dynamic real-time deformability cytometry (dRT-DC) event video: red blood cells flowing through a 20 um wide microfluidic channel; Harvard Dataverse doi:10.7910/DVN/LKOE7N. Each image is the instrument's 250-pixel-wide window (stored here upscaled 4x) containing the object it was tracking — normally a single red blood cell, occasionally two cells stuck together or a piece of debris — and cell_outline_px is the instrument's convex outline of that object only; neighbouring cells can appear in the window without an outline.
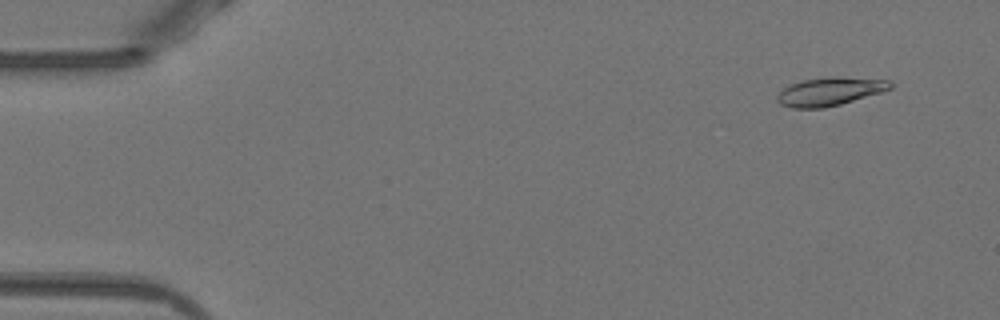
{"species": "Egyptian fruit bat (a non-hibernating species)", "species_latin": "Rousettus aegyptiacus", "temperature_condition": "warm", "stored_images_in_passage": 51, "camera_frame_rate_fps": 3000, "um_per_image_px": 0.085, "animal": {"sex": "female"}, "frame": {"image": 1, "passage_image": 4, "time_ms": 1.0, "image_size_px": [1000, 320], "cell_outline_px": [[892, 88], [880, 92], [840, 104], [824, 108], [792, 108], [780, 104], [776, 100], [776, 96], [784, 88], [792, 84], [804, 80], [832, 76], [836, 76], [888, 80], [892, 84]], "centroid_in_image_um": [70.51, 7.78], "position_along_channel_um": 14.5, "area_um2": 18.44}}
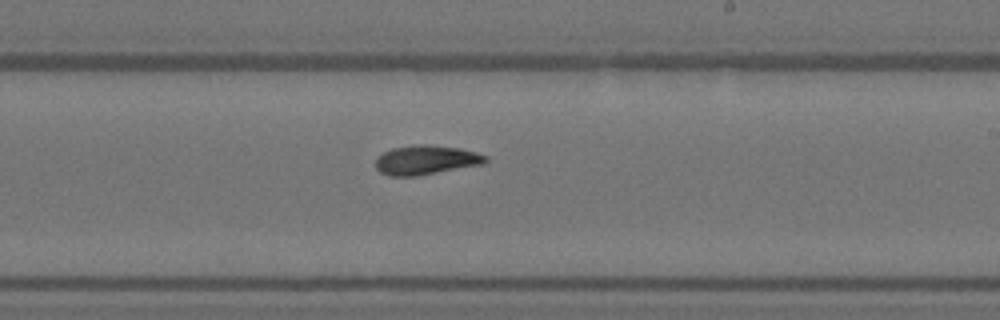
{"frame": {"image": 2, "passage_image": 31, "time_ms": 10.0, "image_size_px": [1000, 320], "cell_outline_px": [[488, 160], [484, 164], [416, 176], [388, 176], [380, 172], [376, 168], [376, 156], [392, 148], [412, 144], [424, 144], [460, 148], [476, 152], [488, 156]], "centroid_in_image_um": [36.2, 13.59], "position_along_channel_um": 252.8, "area_um2": 18.96}}
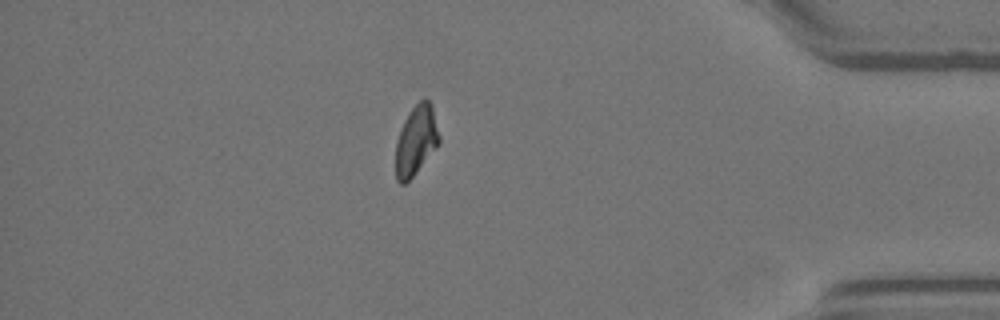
{"frame": {"image": 3, "passage_image": 45, "time_ms": 14.667, "image_size_px": [1000, 320], "cell_outline_px": [[440, 144], [412, 176], [404, 184], [400, 184], [396, 180], [396, 140], [404, 120], [408, 112], [424, 96], [432, 104], [440, 136]], "centroid_in_image_um": [35.38, 11.9], "position_along_channel_um": 399.8, "area_um2": 17.74}, "authors_computed_cell_mechanics": {"area_um2": 18.3226, "velocity_mm_per_s": 3.9335, "shape_relaxation_time_tau1_ms": null, "shape_relaxation_time_tau2_ms": 9.7362, "deformation_change_tau1": null, "deformation_change_tau2": 0.1563}}